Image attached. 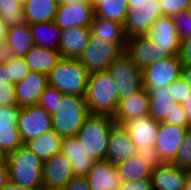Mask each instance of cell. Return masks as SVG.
I'll use <instances>...</instances> for the list:
<instances>
[{"instance_id": "cell-57", "label": "cell", "mask_w": 191, "mask_h": 190, "mask_svg": "<svg viewBox=\"0 0 191 190\" xmlns=\"http://www.w3.org/2000/svg\"><path fill=\"white\" fill-rule=\"evenodd\" d=\"M6 160V153L0 148V162H4Z\"/></svg>"}, {"instance_id": "cell-34", "label": "cell", "mask_w": 191, "mask_h": 190, "mask_svg": "<svg viewBox=\"0 0 191 190\" xmlns=\"http://www.w3.org/2000/svg\"><path fill=\"white\" fill-rule=\"evenodd\" d=\"M0 18L8 27L26 22L23 6L17 0H0Z\"/></svg>"}, {"instance_id": "cell-6", "label": "cell", "mask_w": 191, "mask_h": 190, "mask_svg": "<svg viewBox=\"0 0 191 190\" xmlns=\"http://www.w3.org/2000/svg\"><path fill=\"white\" fill-rule=\"evenodd\" d=\"M123 52L125 47L122 44L91 36L77 60L89 73H92L108 69V66Z\"/></svg>"}, {"instance_id": "cell-35", "label": "cell", "mask_w": 191, "mask_h": 190, "mask_svg": "<svg viewBox=\"0 0 191 190\" xmlns=\"http://www.w3.org/2000/svg\"><path fill=\"white\" fill-rule=\"evenodd\" d=\"M62 98V92L53 86L47 85L38 97L36 104L51 114L56 110V106L61 102Z\"/></svg>"}, {"instance_id": "cell-54", "label": "cell", "mask_w": 191, "mask_h": 190, "mask_svg": "<svg viewBox=\"0 0 191 190\" xmlns=\"http://www.w3.org/2000/svg\"><path fill=\"white\" fill-rule=\"evenodd\" d=\"M58 5L74 4V3H89L90 0H57Z\"/></svg>"}, {"instance_id": "cell-33", "label": "cell", "mask_w": 191, "mask_h": 190, "mask_svg": "<svg viewBox=\"0 0 191 190\" xmlns=\"http://www.w3.org/2000/svg\"><path fill=\"white\" fill-rule=\"evenodd\" d=\"M90 5L94 9V15L124 24L128 10L127 0H90Z\"/></svg>"}, {"instance_id": "cell-9", "label": "cell", "mask_w": 191, "mask_h": 190, "mask_svg": "<svg viewBox=\"0 0 191 190\" xmlns=\"http://www.w3.org/2000/svg\"><path fill=\"white\" fill-rule=\"evenodd\" d=\"M17 128L25 143L52 129L51 115L37 104L23 106L18 113Z\"/></svg>"}, {"instance_id": "cell-29", "label": "cell", "mask_w": 191, "mask_h": 190, "mask_svg": "<svg viewBox=\"0 0 191 190\" xmlns=\"http://www.w3.org/2000/svg\"><path fill=\"white\" fill-rule=\"evenodd\" d=\"M61 141L62 137L51 129L38 137L29 139L24 144L44 162L61 151Z\"/></svg>"}, {"instance_id": "cell-5", "label": "cell", "mask_w": 191, "mask_h": 190, "mask_svg": "<svg viewBox=\"0 0 191 190\" xmlns=\"http://www.w3.org/2000/svg\"><path fill=\"white\" fill-rule=\"evenodd\" d=\"M50 115L52 129L63 138L75 136L90 113L84 97L63 94Z\"/></svg>"}, {"instance_id": "cell-24", "label": "cell", "mask_w": 191, "mask_h": 190, "mask_svg": "<svg viewBox=\"0 0 191 190\" xmlns=\"http://www.w3.org/2000/svg\"><path fill=\"white\" fill-rule=\"evenodd\" d=\"M60 152L70 161L74 176L85 177L95 163V160L84 152L76 136L63 137Z\"/></svg>"}, {"instance_id": "cell-41", "label": "cell", "mask_w": 191, "mask_h": 190, "mask_svg": "<svg viewBox=\"0 0 191 190\" xmlns=\"http://www.w3.org/2000/svg\"><path fill=\"white\" fill-rule=\"evenodd\" d=\"M162 121L180 127H187L188 129L190 128L188 126L186 112L184 111L181 103H176V105H174L170 111V114L167 115Z\"/></svg>"}, {"instance_id": "cell-39", "label": "cell", "mask_w": 191, "mask_h": 190, "mask_svg": "<svg viewBox=\"0 0 191 190\" xmlns=\"http://www.w3.org/2000/svg\"><path fill=\"white\" fill-rule=\"evenodd\" d=\"M167 89L170 91L174 101L181 104L191 93V87L187 84L182 76L170 83L167 86Z\"/></svg>"}, {"instance_id": "cell-20", "label": "cell", "mask_w": 191, "mask_h": 190, "mask_svg": "<svg viewBox=\"0 0 191 190\" xmlns=\"http://www.w3.org/2000/svg\"><path fill=\"white\" fill-rule=\"evenodd\" d=\"M136 147L122 125L115 124L109 133L106 160L111 164L121 163L135 154Z\"/></svg>"}, {"instance_id": "cell-25", "label": "cell", "mask_w": 191, "mask_h": 190, "mask_svg": "<svg viewBox=\"0 0 191 190\" xmlns=\"http://www.w3.org/2000/svg\"><path fill=\"white\" fill-rule=\"evenodd\" d=\"M91 36H97L99 39L116 42L124 47L128 41L124 24L111 19L102 18L94 15L90 24Z\"/></svg>"}, {"instance_id": "cell-45", "label": "cell", "mask_w": 191, "mask_h": 190, "mask_svg": "<svg viewBox=\"0 0 191 190\" xmlns=\"http://www.w3.org/2000/svg\"><path fill=\"white\" fill-rule=\"evenodd\" d=\"M178 56L182 65H191V38L180 41Z\"/></svg>"}, {"instance_id": "cell-49", "label": "cell", "mask_w": 191, "mask_h": 190, "mask_svg": "<svg viewBox=\"0 0 191 190\" xmlns=\"http://www.w3.org/2000/svg\"><path fill=\"white\" fill-rule=\"evenodd\" d=\"M9 180L7 161L0 162V189L7 183Z\"/></svg>"}, {"instance_id": "cell-16", "label": "cell", "mask_w": 191, "mask_h": 190, "mask_svg": "<svg viewBox=\"0 0 191 190\" xmlns=\"http://www.w3.org/2000/svg\"><path fill=\"white\" fill-rule=\"evenodd\" d=\"M94 9L89 3L58 5L54 22L60 29L84 26L90 27Z\"/></svg>"}, {"instance_id": "cell-43", "label": "cell", "mask_w": 191, "mask_h": 190, "mask_svg": "<svg viewBox=\"0 0 191 190\" xmlns=\"http://www.w3.org/2000/svg\"><path fill=\"white\" fill-rule=\"evenodd\" d=\"M118 190H153L151 177L134 181H123Z\"/></svg>"}, {"instance_id": "cell-48", "label": "cell", "mask_w": 191, "mask_h": 190, "mask_svg": "<svg viewBox=\"0 0 191 190\" xmlns=\"http://www.w3.org/2000/svg\"><path fill=\"white\" fill-rule=\"evenodd\" d=\"M14 84L12 81H9L8 67L5 63L0 64V85H10Z\"/></svg>"}, {"instance_id": "cell-3", "label": "cell", "mask_w": 191, "mask_h": 190, "mask_svg": "<svg viewBox=\"0 0 191 190\" xmlns=\"http://www.w3.org/2000/svg\"><path fill=\"white\" fill-rule=\"evenodd\" d=\"M115 121L108 115L90 114L75 135L84 152L95 161L106 160L108 138Z\"/></svg>"}, {"instance_id": "cell-17", "label": "cell", "mask_w": 191, "mask_h": 190, "mask_svg": "<svg viewBox=\"0 0 191 190\" xmlns=\"http://www.w3.org/2000/svg\"><path fill=\"white\" fill-rule=\"evenodd\" d=\"M189 170L163 162L151 173L153 190H183Z\"/></svg>"}, {"instance_id": "cell-36", "label": "cell", "mask_w": 191, "mask_h": 190, "mask_svg": "<svg viewBox=\"0 0 191 190\" xmlns=\"http://www.w3.org/2000/svg\"><path fill=\"white\" fill-rule=\"evenodd\" d=\"M172 164L191 171V128L186 131Z\"/></svg>"}, {"instance_id": "cell-27", "label": "cell", "mask_w": 191, "mask_h": 190, "mask_svg": "<svg viewBox=\"0 0 191 190\" xmlns=\"http://www.w3.org/2000/svg\"><path fill=\"white\" fill-rule=\"evenodd\" d=\"M117 174L121 181H134L151 177L155 166L142 156L134 154L129 159L115 164Z\"/></svg>"}, {"instance_id": "cell-18", "label": "cell", "mask_w": 191, "mask_h": 190, "mask_svg": "<svg viewBox=\"0 0 191 190\" xmlns=\"http://www.w3.org/2000/svg\"><path fill=\"white\" fill-rule=\"evenodd\" d=\"M122 127L128 132L135 147L140 145L155 146L159 121L149 115L125 121Z\"/></svg>"}, {"instance_id": "cell-31", "label": "cell", "mask_w": 191, "mask_h": 190, "mask_svg": "<svg viewBox=\"0 0 191 190\" xmlns=\"http://www.w3.org/2000/svg\"><path fill=\"white\" fill-rule=\"evenodd\" d=\"M57 7V0H29L23 5L25 21L29 24L54 21Z\"/></svg>"}, {"instance_id": "cell-19", "label": "cell", "mask_w": 191, "mask_h": 190, "mask_svg": "<svg viewBox=\"0 0 191 190\" xmlns=\"http://www.w3.org/2000/svg\"><path fill=\"white\" fill-rule=\"evenodd\" d=\"M149 98L145 88L124 99H118L116 111L112 117L116 124L148 115Z\"/></svg>"}, {"instance_id": "cell-56", "label": "cell", "mask_w": 191, "mask_h": 190, "mask_svg": "<svg viewBox=\"0 0 191 190\" xmlns=\"http://www.w3.org/2000/svg\"><path fill=\"white\" fill-rule=\"evenodd\" d=\"M143 0H127L128 5H140Z\"/></svg>"}, {"instance_id": "cell-21", "label": "cell", "mask_w": 191, "mask_h": 190, "mask_svg": "<svg viewBox=\"0 0 191 190\" xmlns=\"http://www.w3.org/2000/svg\"><path fill=\"white\" fill-rule=\"evenodd\" d=\"M48 85L47 75L38 71H30L15 84L17 105L20 107L36 104L41 92Z\"/></svg>"}, {"instance_id": "cell-2", "label": "cell", "mask_w": 191, "mask_h": 190, "mask_svg": "<svg viewBox=\"0 0 191 190\" xmlns=\"http://www.w3.org/2000/svg\"><path fill=\"white\" fill-rule=\"evenodd\" d=\"M9 180L32 190H44L43 162L24 143L6 154Z\"/></svg>"}, {"instance_id": "cell-32", "label": "cell", "mask_w": 191, "mask_h": 190, "mask_svg": "<svg viewBox=\"0 0 191 190\" xmlns=\"http://www.w3.org/2000/svg\"><path fill=\"white\" fill-rule=\"evenodd\" d=\"M29 27L35 45L58 50L61 29L54 21L30 23Z\"/></svg>"}, {"instance_id": "cell-23", "label": "cell", "mask_w": 191, "mask_h": 190, "mask_svg": "<svg viewBox=\"0 0 191 190\" xmlns=\"http://www.w3.org/2000/svg\"><path fill=\"white\" fill-rule=\"evenodd\" d=\"M85 177L91 190H118L122 183L115 165L107 160L95 161Z\"/></svg>"}, {"instance_id": "cell-22", "label": "cell", "mask_w": 191, "mask_h": 190, "mask_svg": "<svg viewBox=\"0 0 191 190\" xmlns=\"http://www.w3.org/2000/svg\"><path fill=\"white\" fill-rule=\"evenodd\" d=\"M91 37L90 27L61 29L58 51L61 56L78 59Z\"/></svg>"}, {"instance_id": "cell-26", "label": "cell", "mask_w": 191, "mask_h": 190, "mask_svg": "<svg viewBox=\"0 0 191 190\" xmlns=\"http://www.w3.org/2000/svg\"><path fill=\"white\" fill-rule=\"evenodd\" d=\"M143 88L147 90L149 98L148 115L154 120L162 121L170 114V111L177 102L172 98L167 86Z\"/></svg>"}, {"instance_id": "cell-4", "label": "cell", "mask_w": 191, "mask_h": 190, "mask_svg": "<svg viewBox=\"0 0 191 190\" xmlns=\"http://www.w3.org/2000/svg\"><path fill=\"white\" fill-rule=\"evenodd\" d=\"M89 75L77 59L61 56L47 74V81L65 95L84 97Z\"/></svg>"}, {"instance_id": "cell-7", "label": "cell", "mask_w": 191, "mask_h": 190, "mask_svg": "<svg viewBox=\"0 0 191 190\" xmlns=\"http://www.w3.org/2000/svg\"><path fill=\"white\" fill-rule=\"evenodd\" d=\"M108 70L119 85L118 99L129 97L143 88L142 70L125 52L108 66Z\"/></svg>"}, {"instance_id": "cell-52", "label": "cell", "mask_w": 191, "mask_h": 190, "mask_svg": "<svg viewBox=\"0 0 191 190\" xmlns=\"http://www.w3.org/2000/svg\"><path fill=\"white\" fill-rule=\"evenodd\" d=\"M181 76L191 87V65H182Z\"/></svg>"}, {"instance_id": "cell-12", "label": "cell", "mask_w": 191, "mask_h": 190, "mask_svg": "<svg viewBox=\"0 0 191 190\" xmlns=\"http://www.w3.org/2000/svg\"><path fill=\"white\" fill-rule=\"evenodd\" d=\"M73 177L71 163L61 152L43 162L42 181L44 190H62Z\"/></svg>"}, {"instance_id": "cell-37", "label": "cell", "mask_w": 191, "mask_h": 190, "mask_svg": "<svg viewBox=\"0 0 191 190\" xmlns=\"http://www.w3.org/2000/svg\"><path fill=\"white\" fill-rule=\"evenodd\" d=\"M5 64L8 67L9 81L14 84L22 80L31 71L24 56H14Z\"/></svg>"}, {"instance_id": "cell-47", "label": "cell", "mask_w": 191, "mask_h": 190, "mask_svg": "<svg viewBox=\"0 0 191 190\" xmlns=\"http://www.w3.org/2000/svg\"><path fill=\"white\" fill-rule=\"evenodd\" d=\"M14 57L11 49L6 45L5 40L0 41V64L10 61Z\"/></svg>"}, {"instance_id": "cell-14", "label": "cell", "mask_w": 191, "mask_h": 190, "mask_svg": "<svg viewBox=\"0 0 191 190\" xmlns=\"http://www.w3.org/2000/svg\"><path fill=\"white\" fill-rule=\"evenodd\" d=\"M19 105L0 106V148L8 154L23 142L17 128Z\"/></svg>"}, {"instance_id": "cell-46", "label": "cell", "mask_w": 191, "mask_h": 190, "mask_svg": "<svg viewBox=\"0 0 191 190\" xmlns=\"http://www.w3.org/2000/svg\"><path fill=\"white\" fill-rule=\"evenodd\" d=\"M62 190H91L86 177L74 176Z\"/></svg>"}, {"instance_id": "cell-40", "label": "cell", "mask_w": 191, "mask_h": 190, "mask_svg": "<svg viewBox=\"0 0 191 190\" xmlns=\"http://www.w3.org/2000/svg\"><path fill=\"white\" fill-rule=\"evenodd\" d=\"M162 14L172 16L175 13L189 10L191 0H160Z\"/></svg>"}, {"instance_id": "cell-10", "label": "cell", "mask_w": 191, "mask_h": 190, "mask_svg": "<svg viewBox=\"0 0 191 190\" xmlns=\"http://www.w3.org/2000/svg\"><path fill=\"white\" fill-rule=\"evenodd\" d=\"M125 53L141 70L149 64L174 56L168 48H160L146 35H136L128 38Z\"/></svg>"}, {"instance_id": "cell-53", "label": "cell", "mask_w": 191, "mask_h": 190, "mask_svg": "<svg viewBox=\"0 0 191 190\" xmlns=\"http://www.w3.org/2000/svg\"><path fill=\"white\" fill-rule=\"evenodd\" d=\"M7 28H8V26L0 18V41L5 40L6 35H7Z\"/></svg>"}, {"instance_id": "cell-30", "label": "cell", "mask_w": 191, "mask_h": 190, "mask_svg": "<svg viewBox=\"0 0 191 190\" xmlns=\"http://www.w3.org/2000/svg\"><path fill=\"white\" fill-rule=\"evenodd\" d=\"M5 42L14 56H24L35 45L29 23L8 27Z\"/></svg>"}, {"instance_id": "cell-11", "label": "cell", "mask_w": 191, "mask_h": 190, "mask_svg": "<svg viewBox=\"0 0 191 190\" xmlns=\"http://www.w3.org/2000/svg\"><path fill=\"white\" fill-rule=\"evenodd\" d=\"M182 64L178 55L149 64L142 70L143 87H165L181 76Z\"/></svg>"}, {"instance_id": "cell-28", "label": "cell", "mask_w": 191, "mask_h": 190, "mask_svg": "<svg viewBox=\"0 0 191 190\" xmlns=\"http://www.w3.org/2000/svg\"><path fill=\"white\" fill-rule=\"evenodd\" d=\"M61 57L58 50L33 45L24 55L31 71L48 74Z\"/></svg>"}, {"instance_id": "cell-58", "label": "cell", "mask_w": 191, "mask_h": 190, "mask_svg": "<svg viewBox=\"0 0 191 190\" xmlns=\"http://www.w3.org/2000/svg\"><path fill=\"white\" fill-rule=\"evenodd\" d=\"M22 6L26 4L29 0H17Z\"/></svg>"}, {"instance_id": "cell-42", "label": "cell", "mask_w": 191, "mask_h": 190, "mask_svg": "<svg viewBox=\"0 0 191 190\" xmlns=\"http://www.w3.org/2000/svg\"><path fill=\"white\" fill-rule=\"evenodd\" d=\"M135 154L142 156L147 161L152 163L155 167L158 165H161L163 163V161L159 157V154H158V152L154 146H150V145H148V146H146V145L145 146H143V145L137 146L136 150H135Z\"/></svg>"}, {"instance_id": "cell-44", "label": "cell", "mask_w": 191, "mask_h": 190, "mask_svg": "<svg viewBox=\"0 0 191 190\" xmlns=\"http://www.w3.org/2000/svg\"><path fill=\"white\" fill-rule=\"evenodd\" d=\"M17 105L15 84L0 85V106Z\"/></svg>"}, {"instance_id": "cell-50", "label": "cell", "mask_w": 191, "mask_h": 190, "mask_svg": "<svg viewBox=\"0 0 191 190\" xmlns=\"http://www.w3.org/2000/svg\"><path fill=\"white\" fill-rule=\"evenodd\" d=\"M182 106L187 115L188 126L191 128V93L183 101Z\"/></svg>"}, {"instance_id": "cell-55", "label": "cell", "mask_w": 191, "mask_h": 190, "mask_svg": "<svg viewBox=\"0 0 191 190\" xmlns=\"http://www.w3.org/2000/svg\"><path fill=\"white\" fill-rule=\"evenodd\" d=\"M183 190H191V171H189V173H188Z\"/></svg>"}, {"instance_id": "cell-38", "label": "cell", "mask_w": 191, "mask_h": 190, "mask_svg": "<svg viewBox=\"0 0 191 190\" xmlns=\"http://www.w3.org/2000/svg\"><path fill=\"white\" fill-rule=\"evenodd\" d=\"M173 22L177 28L180 40L191 38V14L189 10L175 13L172 16Z\"/></svg>"}, {"instance_id": "cell-1", "label": "cell", "mask_w": 191, "mask_h": 190, "mask_svg": "<svg viewBox=\"0 0 191 190\" xmlns=\"http://www.w3.org/2000/svg\"><path fill=\"white\" fill-rule=\"evenodd\" d=\"M118 88L108 69L90 73L84 95L89 113L113 117L118 103Z\"/></svg>"}, {"instance_id": "cell-8", "label": "cell", "mask_w": 191, "mask_h": 190, "mask_svg": "<svg viewBox=\"0 0 191 190\" xmlns=\"http://www.w3.org/2000/svg\"><path fill=\"white\" fill-rule=\"evenodd\" d=\"M160 0H143L140 5H128L124 21L126 36L145 35L153 22L162 16Z\"/></svg>"}, {"instance_id": "cell-15", "label": "cell", "mask_w": 191, "mask_h": 190, "mask_svg": "<svg viewBox=\"0 0 191 190\" xmlns=\"http://www.w3.org/2000/svg\"><path fill=\"white\" fill-rule=\"evenodd\" d=\"M145 35L154 45L160 48H168L175 55H178L181 40L171 16H159Z\"/></svg>"}, {"instance_id": "cell-13", "label": "cell", "mask_w": 191, "mask_h": 190, "mask_svg": "<svg viewBox=\"0 0 191 190\" xmlns=\"http://www.w3.org/2000/svg\"><path fill=\"white\" fill-rule=\"evenodd\" d=\"M187 130V127L159 121L158 135L154 147L163 162L172 163L175 160L180 143Z\"/></svg>"}, {"instance_id": "cell-51", "label": "cell", "mask_w": 191, "mask_h": 190, "mask_svg": "<svg viewBox=\"0 0 191 190\" xmlns=\"http://www.w3.org/2000/svg\"><path fill=\"white\" fill-rule=\"evenodd\" d=\"M0 190H32L15 182L8 180L7 183Z\"/></svg>"}]
</instances>
